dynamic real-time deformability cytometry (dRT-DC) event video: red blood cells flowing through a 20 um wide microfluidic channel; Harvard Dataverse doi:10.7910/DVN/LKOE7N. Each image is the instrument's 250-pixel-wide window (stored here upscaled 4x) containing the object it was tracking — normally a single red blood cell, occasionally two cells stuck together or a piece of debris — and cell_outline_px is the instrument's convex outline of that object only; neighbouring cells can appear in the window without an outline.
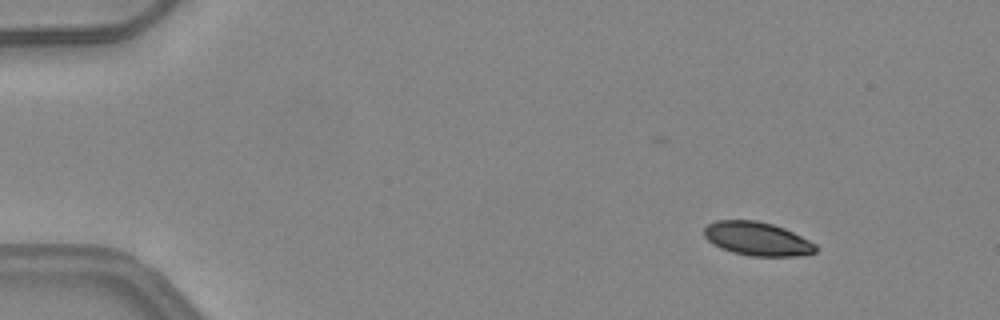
{"species": "common noctule bat (a hibernating species)", "species_latin": "Nyctalus noctula", "temperature_condition": "warm", "stored_images_in_passage": 38, "camera_frame_rate_fps": 3000, "um_per_image_px": 0.085, "animal": {"sex": "female", "body_mass_g": 24.6, "forearm_length_mm": 56.2}, "frame": {"image": 1, "passage_image": 2, "time_ms": 0.333, "image_size_px": [1000, 320], "cell_outline_px": [[816, 252], [804, 256], [752, 256], [732, 252], [720, 248], [712, 244], [704, 236], [704, 228], [708, 224], [716, 220], [756, 220], [772, 224], [784, 228], [816, 244]], "centroid_in_image_um": [64.35, 20.3], "position_along_channel_um": 20.7, "area_um2": 21.91}}
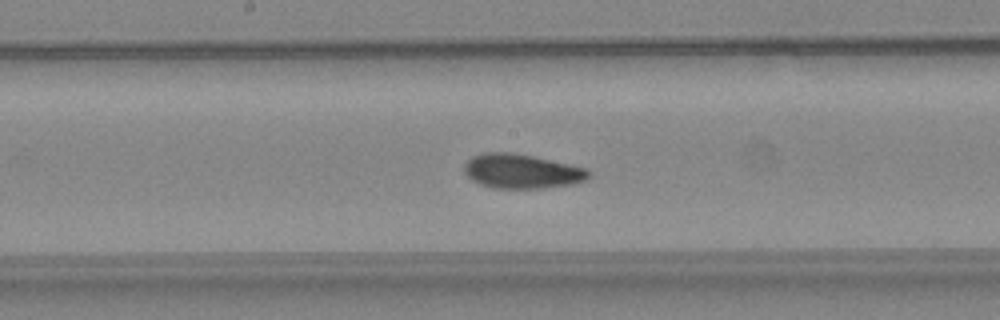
{"frame": {"image": 2, "passage_image": 23, "time_ms": 7.333, "image_size_px": [1000, 320], "cell_outline_px": [[592, 176], [588, 180], [572, 184], [544, 188], [492, 188], [480, 184], [472, 180], [464, 172], [464, 164], [472, 156], [484, 152], [512, 152], [532, 156], [588, 168], [592, 172]], "centroid_in_image_um": [44.38, 14.56], "position_along_channel_um": 203.8, "area_um2": 25.2}}
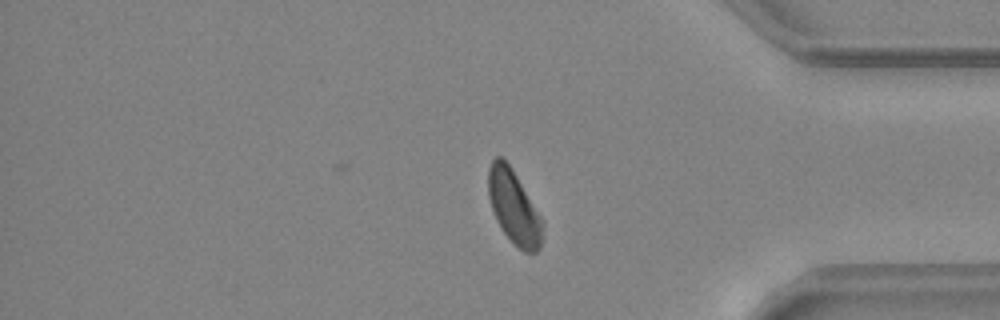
{"frame": {"image": 3, "passage_image": 38, "time_ms": 12.333, "image_size_px": [1000, 320], "cell_outline_px": [[544, 224], [540, 248], [536, 252], [524, 252], [504, 232], [496, 220], [488, 196], [488, 168], [492, 160], [496, 156], [500, 156], [512, 168], [544, 220]], "centroid_in_image_um": [43.69, 17.59], "position_along_channel_um": 391.5, "area_um2": 23.24}, "authors_computed_cell_mechanics": {"area_um2": 24.276, "velocity_mm_per_s": 4.1421, "shape_relaxation_time_tau1_ms": 4.5567, "shape_relaxation_time_tau2_ms": 2.1326, "deformation_change_tau1": 0.1331, "deformation_change_tau2": 0.083}}